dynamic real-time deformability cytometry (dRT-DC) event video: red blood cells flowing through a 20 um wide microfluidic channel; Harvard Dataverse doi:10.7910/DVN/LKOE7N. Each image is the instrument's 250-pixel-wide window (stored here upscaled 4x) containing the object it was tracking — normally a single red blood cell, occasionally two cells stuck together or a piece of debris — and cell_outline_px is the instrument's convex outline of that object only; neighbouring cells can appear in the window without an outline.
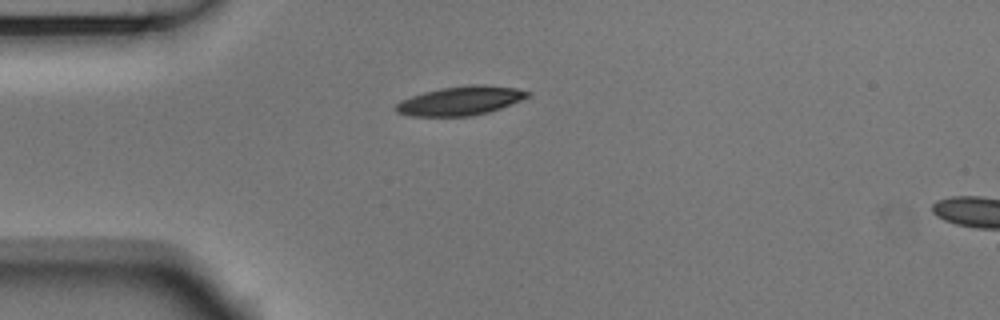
{"species": "Egyptian fruit bat (a non-hibernating species)", "species_latin": "Rousettus aegyptiacus", "temperature_condition": "room temperature", "stored_images_in_passage": 4, "camera_frame_rate_fps": 3000, "um_per_image_px": 0.085, "animal": {"sex": "male"}, "frame": {"image": 1, "passage_image": 1, "time_ms": 0.0, "image_size_px": [1000, 320], "cell_outline_px": [[532, 96], [500, 108], [488, 112], [472, 116], [412, 116], [396, 112], [396, 104], [400, 100], [424, 92], [440, 88], [468, 84], [484, 84], [516, 88], [532, 92]], "centroid_in_image_um": [39.18, 8.55], "position_along_channel_um": 45.8, "area_um2": 22.37}}
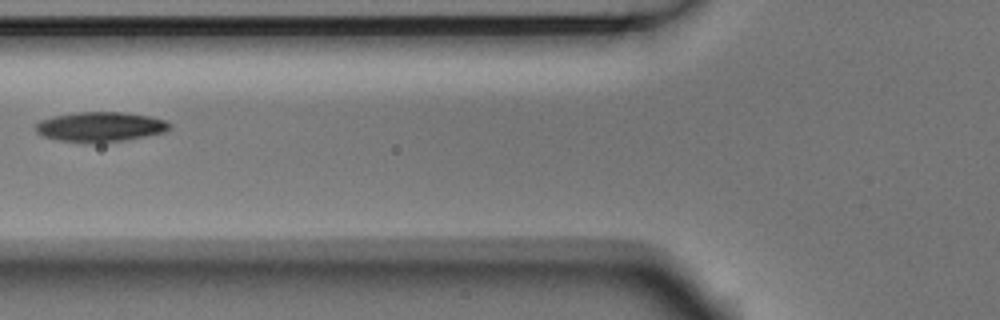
{"frame": {"image": 2, "passage_image": 3, "time_ms": 0.667, "image_size_px": [1000, 320], "cell_outline_px": [[172, 128], [164, 132], [124, 140], [60, 140], [44, 136], [36, 132], [36, 124], [40, 120], [52, 116], [76, 112], [124, 112], [148, 116], [164, 120], [172, 124]], "centroid_in_image_um": [8.55, 10.73], "position_along_channel_um": 117.3, "area_um2": 22.43}}
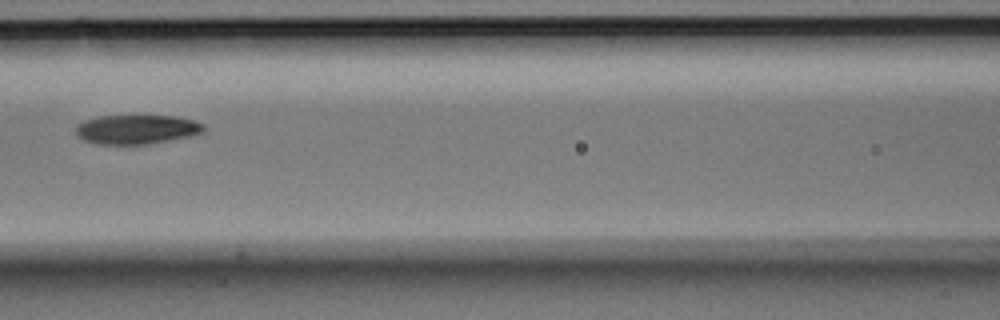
{"frame": {"image": 3, "passage_image": 4, "time_ms": 1.0, "image_size_px": [1000, 320], "cell_outline_px": [[204, 132], [188, 136], [152, 144], [96, 144], [84, 140], [76, 132], [76, 128], [84, 120], [100, 116], [176, 116], [196, 120], [204, 124]], "centroid_in_image_um": [11.66, 11.0], "position_along_channel_um": 154.9, "area_um2": 21.73}}